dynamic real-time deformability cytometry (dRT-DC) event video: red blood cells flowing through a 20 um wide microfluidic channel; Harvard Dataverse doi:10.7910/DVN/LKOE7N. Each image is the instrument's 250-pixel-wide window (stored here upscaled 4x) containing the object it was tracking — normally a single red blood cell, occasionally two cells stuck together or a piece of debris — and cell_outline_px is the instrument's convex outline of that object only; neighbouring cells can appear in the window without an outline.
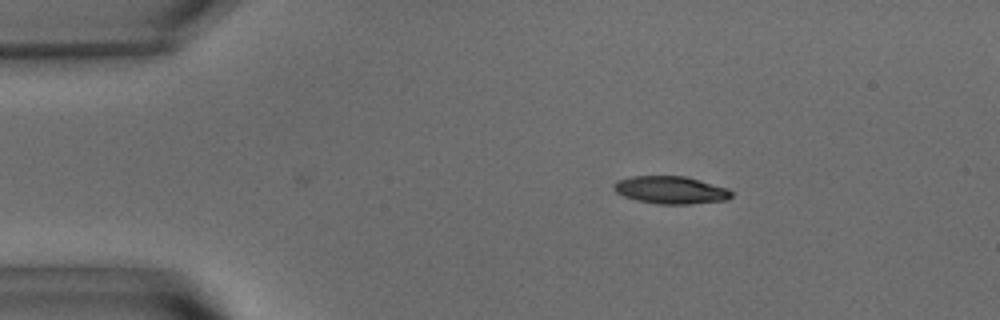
{"species": "common noctule bat (a hibernating species)", "species_latin": "Nyctalus noctula", "temperature_condition": "warm", "stored_images_in_passage": 14, "camera_frame_rate_fps": 3000, "um_per_image_px": 0.085, "animal": {"sex": "male", "body_mass_g": 15.6}, "frame": {"image": 1, "passage_image": 14, "time_ms": 4.333, "image_size_px": [1000, 320], "cell_outline_px": [[732, 196], [728, 200], [688, 204], [656, 204], [636, 200], [624, 196], [616, 192], [612, 188], [612, 184], [616, 180], [632, 176], [684, 176], [728, 188], [732, 192]], "centroid_in_image_um": [56.98, 16.15], "position_along_channel_um": 28.0, "area_um2": 19.02}}